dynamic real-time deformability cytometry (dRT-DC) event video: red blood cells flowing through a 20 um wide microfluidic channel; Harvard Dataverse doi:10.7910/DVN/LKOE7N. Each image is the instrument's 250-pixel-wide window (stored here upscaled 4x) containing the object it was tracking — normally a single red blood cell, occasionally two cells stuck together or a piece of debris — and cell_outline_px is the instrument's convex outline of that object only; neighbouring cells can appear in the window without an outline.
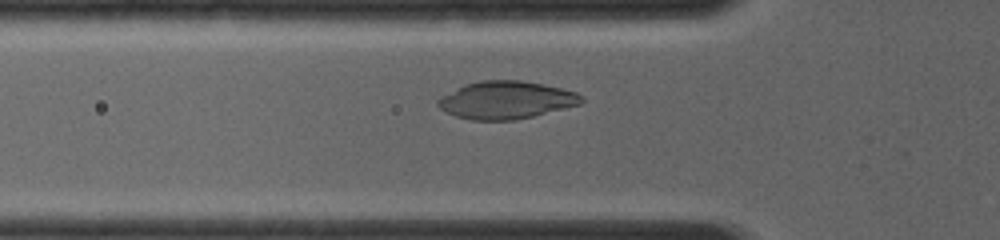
{"species": "common noctule bat (a hibernating species)", "species_latin": "Nyctalus noctula", "temperature_condition": "room temperature", "stored_images_in_passage": 5, "camera_frame_rate_fps": 4000, "um_per_image_px": 0.085, "animal": {"sex": "female", "body_mass_g": 19.0, "forearm_length_mm": 56.7}, "frame": {"image": 1, "passage_image": 2, "time_ms": 0.5, "image_size_px": [1000, 240], "cell_outline_px": [[584, 100], [580, 104], [516, 120], [472, 120], [456, 116], [440, 108], [436, 104], [436, 100], [440, 96], [464, 84], [480, 80], [520, 80], [544, 84], [576, 92], [584, 96]], "centroid_in_image_um": [43.0, 8.49], "position_along_channel_um": 82.8, "area_um2": 31.5}}
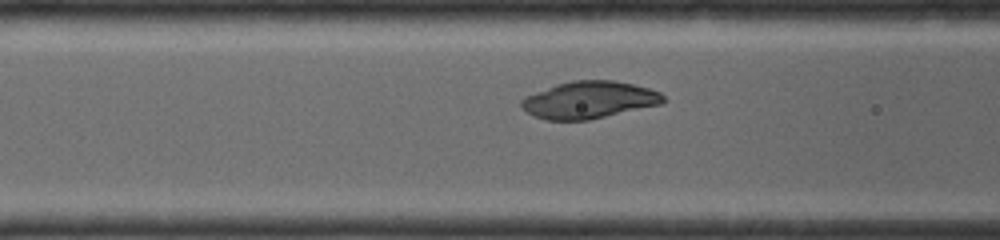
{"frame": {"image": 2, "passage_image": 4, "time_ms": 1.25, "image_size_px": [1000, 240], "cell_outline_px": [[668, 100], [664, 104], [588, 120], [548, 120], [536, 116], [528, 112], [520, 104], [520, 100], [524, 96], [556, 84], [572, 80], [612, 80], [632, 84], [648, 88], [660, 92]], "centroid_in_image_um": [50.12, 8.49], "position_along_channel_um": 116.5, "area_um2": 30.81}}